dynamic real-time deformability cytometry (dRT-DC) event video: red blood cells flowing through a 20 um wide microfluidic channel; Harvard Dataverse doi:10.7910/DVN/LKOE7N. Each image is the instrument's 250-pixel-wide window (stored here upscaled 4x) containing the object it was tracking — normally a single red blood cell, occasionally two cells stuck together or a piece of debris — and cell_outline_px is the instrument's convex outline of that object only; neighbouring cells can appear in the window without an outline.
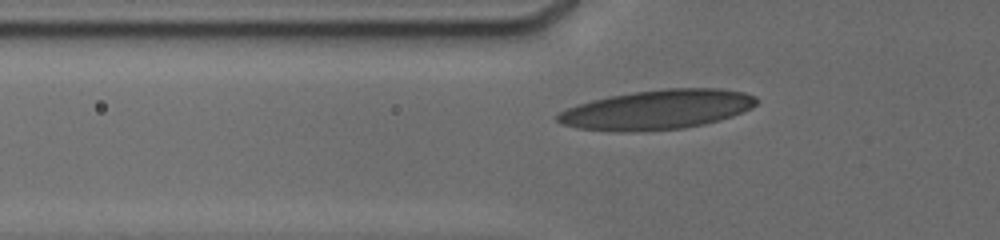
{"species": "human", "species_latin": "Homo sapiens", "temperature_condition": "cold", "stored_images_in_passage": 28, "camera_frame_rate_fps": 3000, "um_per_image_px": 0.085, "donor": {"sex": "male"}, "frame": {"image": 1, "passage_image": 4, "time_ms": 1.333, "image_size_px": [1000, 240], "cell_outline_px": [[756, 104], [752, 108], [732, 116], [720, 120], [704, 124], [684, 128], [632, 132], [620, 132], [576, 128], [560, 124], [556, 120], [556, 116], [560, 112], [576, 104], [608, 96], [632, 92], [664, 88], [720, 88], [744, 92], [756, 96]], "centroid_in_image_um": [55.84, 9.32], "position_along_channel_um": 70.0, "area_um2": 46.12}}
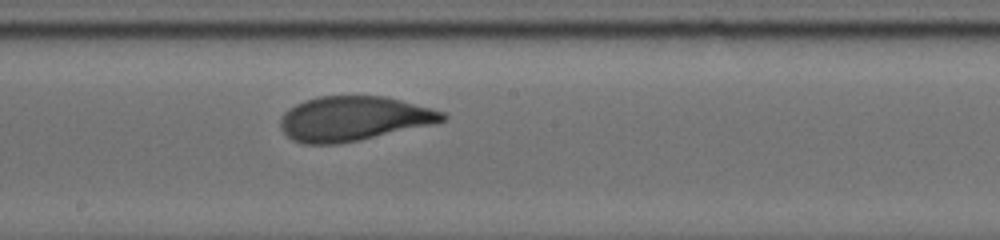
{"frame": {"image": 2, "passage_image": 13, "time_ms": 5.333, "image_size_px": [1000, 240], "cell_outline_px": [[448, 116], [444, 120], [432, 124], [360, 140], [336, 144], [300, 144], [292, 140], [280, 128], [280, 120], [284, 112], [288, 108], [304, 100], [320, 96], [388, 96], [444, 112]], "centroid_in_image_um": [30.02, 10.08], "position_along_channel_um": 218.2, "area_um2": 42.14}}
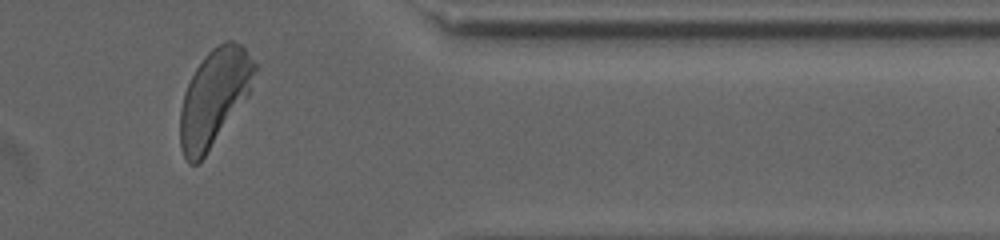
{"frame": {"image": 3, "passage_image": 25, "time_ms": 10.333, "image_size_px": [1000, 240], "cell_outline_px": [[256, 68], [248, 96], [204, 156], [196, 164], [188, 164], [180, 148], [180, 108], [184, 92], [196, 68], [204, 56], [212, 48], [224, 40], [232, 40], [240, 44], [244, 48], [256, 64]], "centroid_in_image_um": [18.19, 8.27], "position_along_channel_um": 393.2, "area_um2": 41.38}, "authors_computed_cell_mechanics": {"area_um2": 41.9628, "velocity_mm_per_s": 3.7763, "shape_relaxation_time_tau1_ms": 3.1215, "shape_relaxation_time_tau2_ms": 0.9901, "deformation_change_tau1": 0.1694, "deformation_change_tau2": 0.0582}}